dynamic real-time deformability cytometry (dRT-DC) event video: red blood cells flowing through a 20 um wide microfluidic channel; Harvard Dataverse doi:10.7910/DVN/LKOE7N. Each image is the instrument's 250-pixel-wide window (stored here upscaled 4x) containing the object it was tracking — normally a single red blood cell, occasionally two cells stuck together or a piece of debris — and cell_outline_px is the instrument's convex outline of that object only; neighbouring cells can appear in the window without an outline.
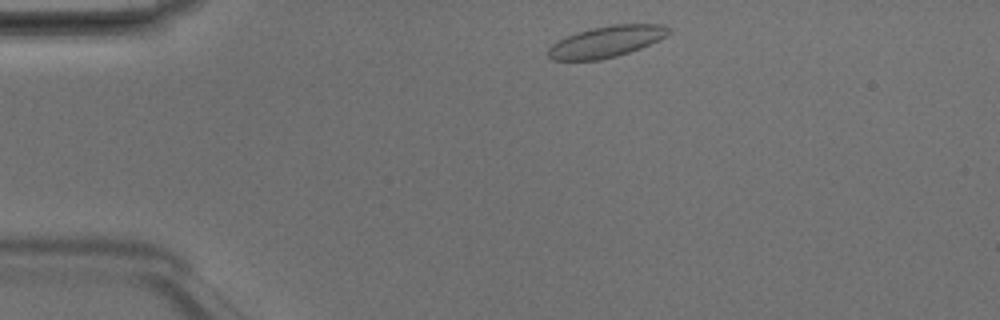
{"species": "Egyptian fruit bat (a non-hibernating species)", "species_latin": "Rousettus aegyptiacus", "temperature_condition": "room temperature", "stored_images_in_passage": 41, "camera_frame_rate_fps": 3000, "um_per_image_px": 0.085, "animal": {"sex": "male"}, "frame": {"image": 1, "passage_image": 2, "time_ms": 0.333, "image_size_px": [1000, 320], "cell_outline_px": [[672, 32], [640, 48], [616, 56], [600, 60], [552, 60], [548, 56], [548, 48], [556, 40], [564, 36], [576, 32], [592, 28], [612, 24], [664, 24], [672, 28]], "centroid_in_image_um": [51.51, 3.52], "position_along_channel_um": 33.5, "area_um2": 22.02}}
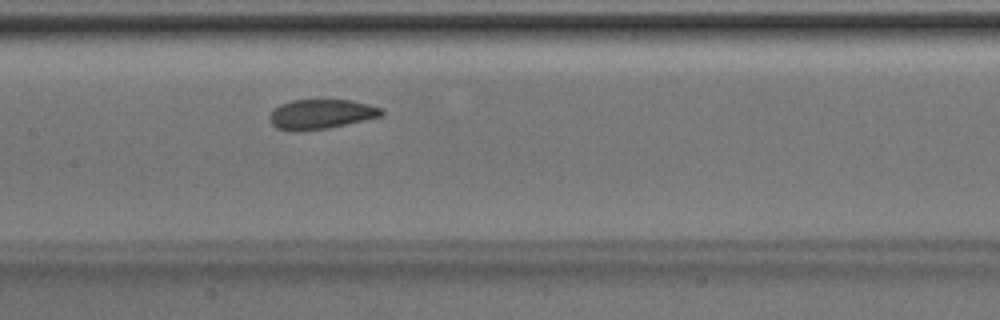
{"frame": {"image": 2, "passage_image": 16, "time_ms": 5.0, "image_size_px": [1000, 320], "cell_outline_px": [[384, 116], [328, 128], [296, 132], [288, 132], [276, 128], [272, 124], [268, 116], [280, 104], [292, 100], [352, 100], [384, 108]], "centroid_in_image_um": [27.3, 9.72], "position_along_channel_um": 180.1, "area_um2": 19.65}}
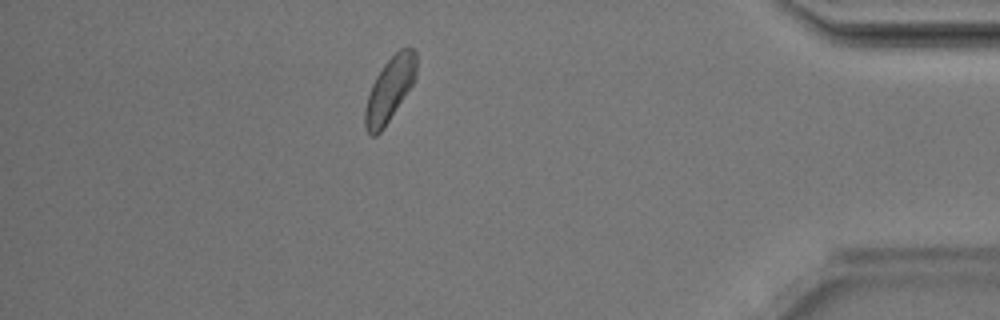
{"frame": {"image": 3, "passage_image": 35, "time_ms": 11.333, "image_size_px": [1000, 320], "cell_outline_px": [[416, 76], [412, 84], [384, 128], [376, 136], [368, 136], [364, 128], [364, 108], [372, 84], [376, 76], [384, 64], [400, 48], [408, 44], [416, 48]], "centroid_in_image_um": [33.11, 7.59], "position_along_channel_um": 402.1, "area_um2": 19.36}, "authors_computed_cell_mechanics": {"area_um2": 19.7098, "velocity_mm_per_s": 4.1446, "shape_relaxation_time_tau1_ms": 3.0081, "shape_relaxation_time_tau2_ms": 2.3504, "deformation_change_tau1": 0.0807, "deformation_change_tau2": 0.0689}}